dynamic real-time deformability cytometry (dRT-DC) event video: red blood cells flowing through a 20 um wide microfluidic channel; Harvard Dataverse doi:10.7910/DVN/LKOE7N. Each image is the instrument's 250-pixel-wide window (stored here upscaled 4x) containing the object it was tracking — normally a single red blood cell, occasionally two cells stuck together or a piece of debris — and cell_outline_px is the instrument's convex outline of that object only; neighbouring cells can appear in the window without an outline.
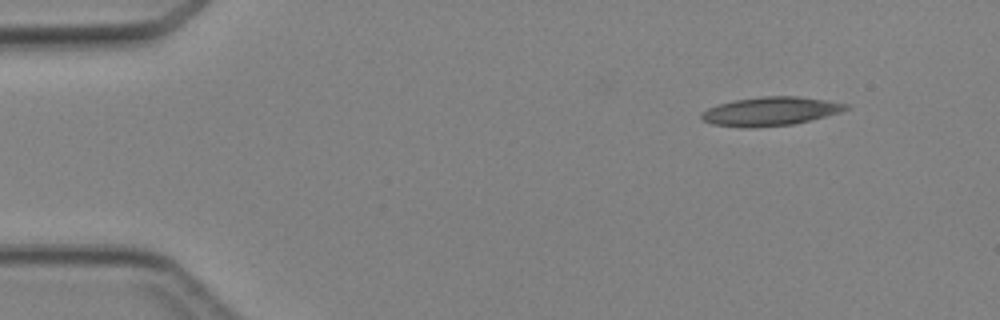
{"species": "Egyptian fruit bat (a non-hibernating species)", "species_latin": "Rousettus aegyptiacus", "temperature_condition": "cold", "stored_images_in_passage": 42, "camera_frame_rate_fps": 3000, "um_per_image_px": 0.085, "animal": {"sex": "female"}, "frame": {"image": 1, "passage_image": 1, "time_ms": 0.0, "image_size_px": [1000, 320], "cell_outline_px": [[848, 108], [840, 112], [792, 124], [744, 128], [712, 124], [704, 120], [700, 116], [700, 112], [716, 104], [736, 100], [760, 96], [796, 96], [824, 100], [848, 104]], "centroid_in_image_um": [65.41, 9.45], "position_along_channel_um": 19.6, "area_um2": 23.87}}
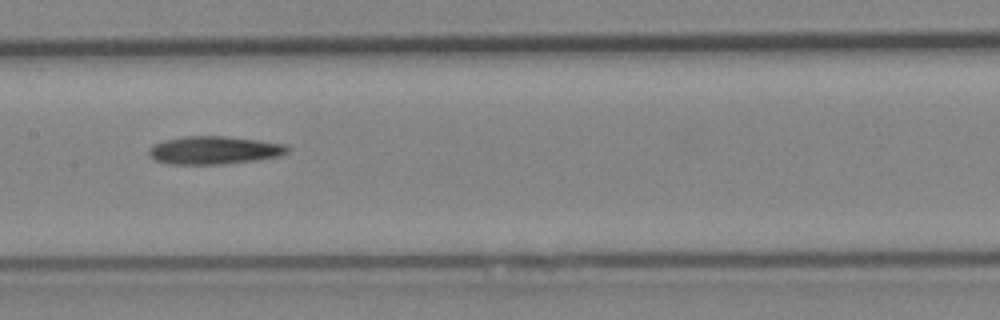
{"frame": {"image": 2, "passage_image": 19, "time_ms": 6.0, "image_size_px": [1000, 320], "cell_outline_px": [[288, 152], [276, 156], [256, 160], [224, 164], [168, 164], [152, 160], [148, 156], [148, 148], [164, 140], [184, 136], [224, 136], [256, 140], [284, 144], [288, 148]], "centroid_in_image_um": [18.11, 12.77], "position_along_channel_um": 189.3, "area_um2": 22.54}}
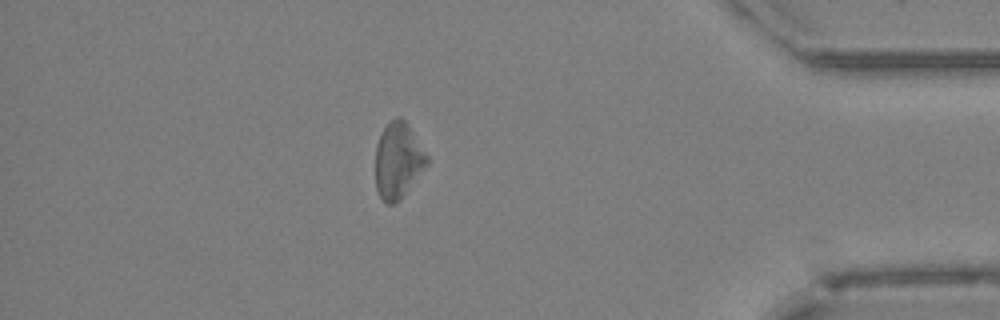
{"frame": {"image": 3, "passage_image": 36, "time_ms": 11.667, "image_size_px": [1000, 320], "cell_outline_px": [[428, 164], [404, 192], [392, 204], [388, 204], [380, 196], [376, 188], [376, 144], [384, 128], [396, 116], [400, 116], [408, 124], [428, 156]], "centroid_in_image_um": [33.83, 13.59], "position_along_channel_um": 401.4, "area_um2": 22.08}}